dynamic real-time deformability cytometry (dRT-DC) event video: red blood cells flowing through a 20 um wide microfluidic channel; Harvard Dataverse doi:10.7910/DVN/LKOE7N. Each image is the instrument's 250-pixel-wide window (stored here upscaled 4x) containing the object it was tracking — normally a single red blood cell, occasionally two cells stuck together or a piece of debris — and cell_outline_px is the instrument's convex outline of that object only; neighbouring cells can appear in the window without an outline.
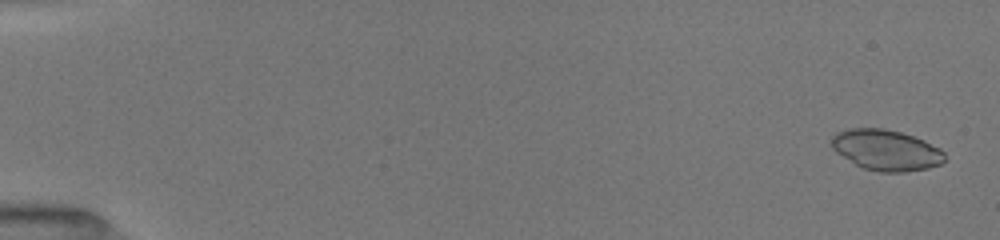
{"species": "common noctule bat (a hibernating species)", "species_latin": "Nyctalus noctula", "temperature_condition": "room temperature", "stored_images_in_passage": 51, "camera_frame_rate_fps": 3000, "um_per_image_px": 0.085, "animal": {"sex": "female", "body_mass_g": 19.5, "forearm_length_mm": 54.1}, "frame": {"image": 1, "passage_image": 2, "time_ms": 0.333, "image_size_px": [1000, 240], "cell_outline_px": [[944, 160], [940, 164], [928, 168], [904, 172], [880, 172], [864, 168], [856, 164], [836, 152], [832, 148], [832, 136], [836, 132], [848, 128], [884, 128], [900, 132], [924, 140], [940, 148], [944, 152]], "centroid_in_image_um": [75.32, 12.75], "position_along_channel_um": 9.7, "area_um2": 26.76}}
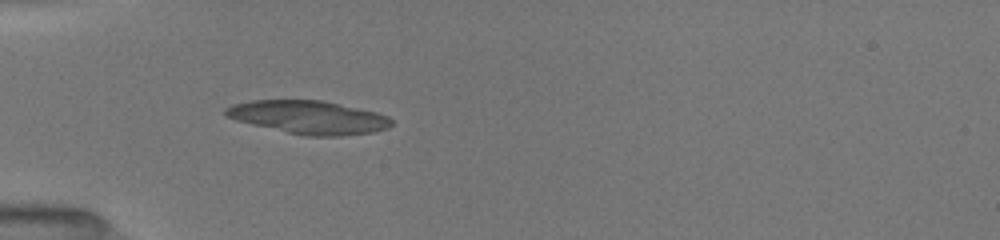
{"frame": {"image": 2, "passage_image": 17, "time_ms": 5.333, "image_size_px": [1000, 240], "cell_outline_px": [[392, 124], [388, 128], [372, 132], [340, 136], [304, 136], [252, 124], [236, 120], [224, 116], [224, 108], [232, 104], [252, 100], [324, 100], [376, 112], [388, 116], [392, 120]], "centroid_in_image_um": [26.22, 9.96], "position_along_channel_um": 58.8, "area_um2": 32.19}}
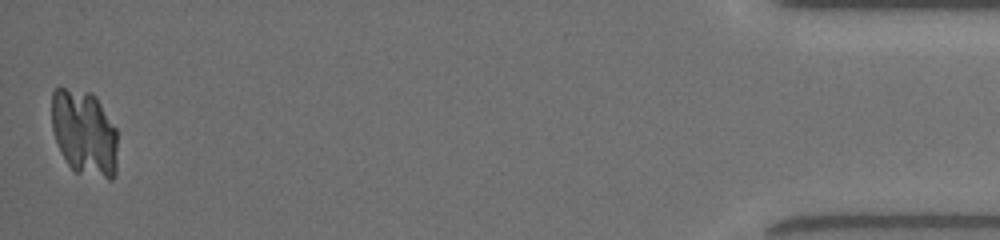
{"frame": {"image": 3, "passage_image": 51, "time_ms": 16.667, "image_size_px": [1000, 240], "cell_outline_px": [[116, 176], [112, 180], [108, 180], [76, 172], [68, 164], [56, 140], [52, 128], [52, 92], [56, 88], [64, 88], [92, 92], [96, 96], [116, 128]], "centroid_in_image_um": [7.18, 11.3], "position_along_channel_um": 428.0, "area_um2": 33.0}}